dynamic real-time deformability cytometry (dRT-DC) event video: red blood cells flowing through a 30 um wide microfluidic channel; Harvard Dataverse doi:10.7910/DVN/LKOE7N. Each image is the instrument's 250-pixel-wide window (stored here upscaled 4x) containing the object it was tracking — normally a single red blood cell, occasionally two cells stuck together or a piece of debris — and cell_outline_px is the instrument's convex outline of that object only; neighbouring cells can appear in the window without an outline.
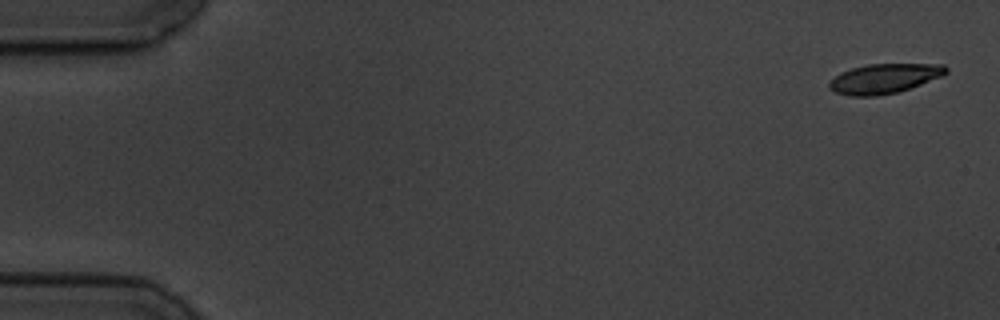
{"species": "common noctule bat (a hibernating species)", "species_latin": "Nyctalus noctula", "temperature_condition": "cold", "stored_images_in_passage": 6, "camera_frame_rate_fps": 3000, "um_per_image_px": 0.085, "animal": {"sex": "male", "body_mass_g": 19.5, "forearm_length_mm": 54.6}, "frame": {"image": 1, "passage_image": 1, "time_ms": 0.0, "image_size_px": [1000, 320], "cell_outline_px": [[948, 72], [940, 76], [920, 84], [896, 92], [876, 96], [848, 96], [836, 92], [828, 88], [828, 84], [840, 72], [852, 68], [868, 64], [944, 64], [948, 68]], "centroid_in_image_um": [75.14, 6.67], "position_along_channel_um": 9.9, "area_um2": 19.94}}
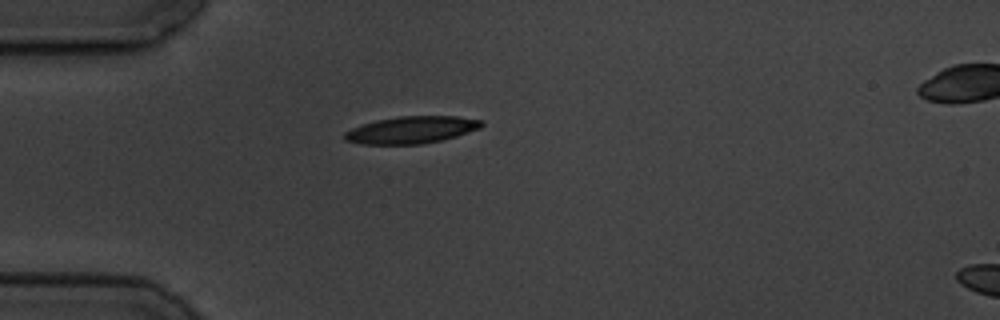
{"frame": {"image": 2, "passage_image": 5, "time_ms": 4.667, "image_size_px": [1000, 320], "cell_outline_px": [[484, 124], [480, 128], [456, 136], [440, 140], [420, 144], [360, 144], [344, 140], [344, 132], [352, 128], [376, 120], [400, 116], [456, 116], [484, 120]], "centroid_in_image_um": [34.98, 11.03], "position_along_channel_um": 50.0, "area_um2": 21.56}}